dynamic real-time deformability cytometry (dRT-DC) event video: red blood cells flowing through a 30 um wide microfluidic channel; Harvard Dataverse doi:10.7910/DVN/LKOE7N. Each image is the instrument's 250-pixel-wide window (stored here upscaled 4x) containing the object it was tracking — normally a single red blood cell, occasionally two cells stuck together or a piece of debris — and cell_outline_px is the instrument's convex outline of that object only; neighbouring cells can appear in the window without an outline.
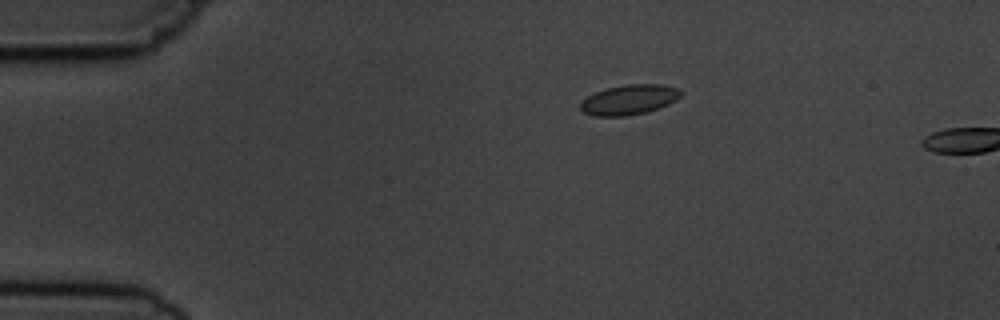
{"species": "common noctule bat (a hibernating species)", "species_latin": "Nyctalus noctula", "temperature_condition": "cold", "stored_images_in_passage": 2, "camera_frame_rate_fps": 3000, "um_per_image_px": 0.085, "animal": {"sex": "male", "body_mass_g": 19.5, "forearm_length_mm": 54.6}, "frame": {"image": 1, "passage_image": 1, "time_ms": 0.0, "image_size_px": [1000, 320], "cell_outline_px": [[684, 92], [676, 100], [668, 104], [644, 112], [624, 116], [592, 116], [584, 112], [580, 108], [580, 104], [588, 96], [604, 88], [624, 84], [664, 84], [680, 88]], "centroid_in_image_um": [53.5, 8.45], "position_along_channel_um": 31.5, "area_um2": 17.57}}